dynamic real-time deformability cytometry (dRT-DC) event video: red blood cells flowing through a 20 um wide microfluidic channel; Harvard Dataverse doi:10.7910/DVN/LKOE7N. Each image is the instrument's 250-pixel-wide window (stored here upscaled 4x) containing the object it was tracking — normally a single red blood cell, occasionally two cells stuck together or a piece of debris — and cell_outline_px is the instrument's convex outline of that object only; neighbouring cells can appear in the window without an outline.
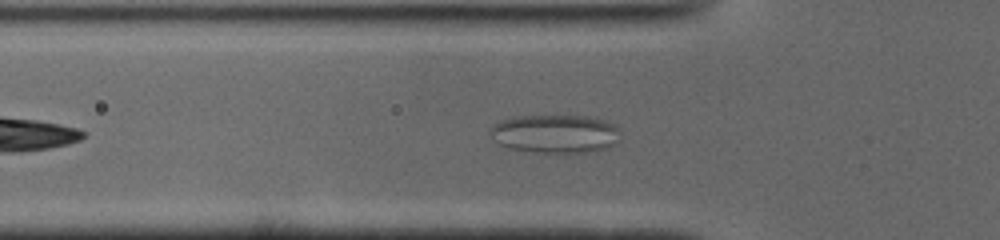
{"species": "common noctule bat (a hibernating species)", "species_latin": "Nyctalus noctula", "temperature_condition": "cold", "stored_images_in_passage": 44, "camera_frame_rate_fps": 3000, "um_per_image_px": 0.085, "animal": {"sex": "male", "body_mass_g": 19.0, "forearm_length_mm": 50.8}, "frame": {"image": 1, "passage_image": 7, "time_ms": 2.0, "image_size_px": [1000, 240], "cell_outline_px": [[620, 140], [616, 144], [608, 148], [568, 156], [556, 156], [508, 148], [500, 144], [492, 132], [492, 128], [500, 120], [512, 116], [588, 116], [604, 120], [616, 124]], "centroid_in_image_um": [47.27, 11.42], "position_along_channel_um": 78.5, "area_um2": 30.0}}
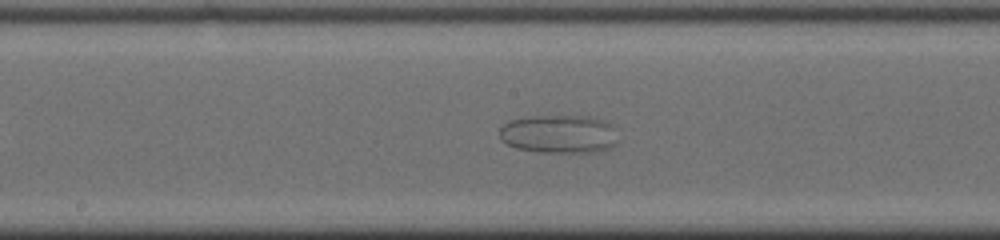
{"frame": {"image": 2, "passage_image": 17, "time_ms": 5.333, "image_size_px": [1000, 240], "cell_outline_px": [[616, 144], [608, 148], [596, 152], [544, 152], [516, 148], [508, 144], [500, 136], [500, 128], [504, 124], [512, 120], [532, 116], [592, 116], [604, 120], [612, 124]], "centroid_in_image_um": [47.53, 11.38], "position_along_channel_um": 200.7, "area_um2": 26.24}}
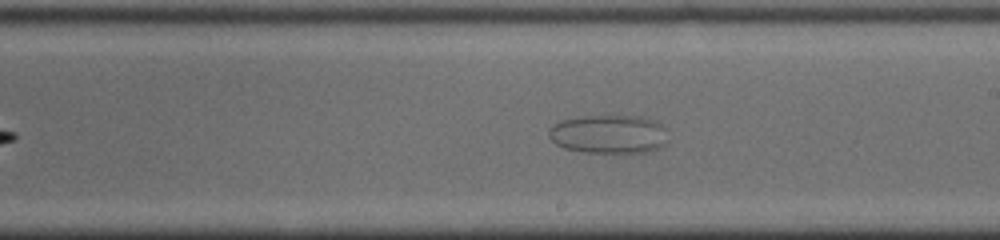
{"frame": {"image": 3, "passage_image": 20, "time_ms": 6.333, "image_size_px": [1000, 240], "cell_outline_px": [[664, 144], [660, 148], [648, 152], [584, 152], [564, 148], [556, 144], [548, 136], [548, 132], [556, 124], [564, 120], [584, 116], [640, 116], [660, 124]], "centroid_in_image_um": [51.68, 11.41], "position_along_channel_um": 237.3, "area_um2": 26.07}}